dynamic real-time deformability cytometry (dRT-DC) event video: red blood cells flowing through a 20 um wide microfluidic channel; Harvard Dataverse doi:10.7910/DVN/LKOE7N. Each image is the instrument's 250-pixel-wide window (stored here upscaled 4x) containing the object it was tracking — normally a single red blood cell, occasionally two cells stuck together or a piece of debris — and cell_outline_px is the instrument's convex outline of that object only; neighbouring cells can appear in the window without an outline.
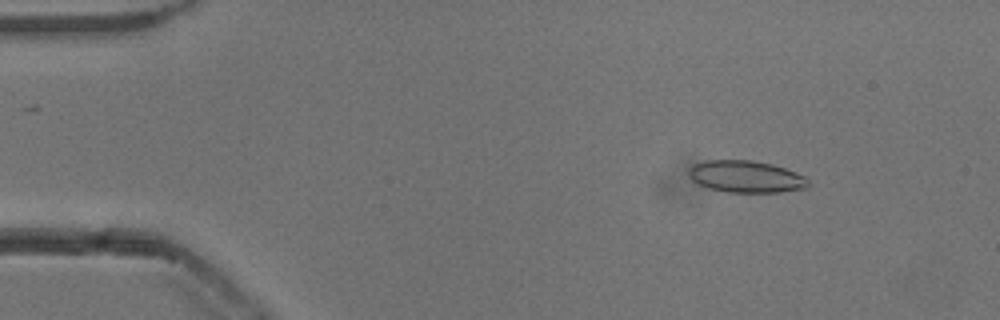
{"species": "common noctule bat (a hibernating species)", "species_latin": "Nyctalus noctula", "temperature_condition": "cold", "stored_images_in_passage": 53, "camera_frame_rate_fps": 3000, "um_per_image_px": 0.085, "animal": {"sex": "male", "body_mass_g": 13.3}, "frame": {"image": 1, "passage_image": 7, "time_ms": 2.0, "image_size_px": [1000, 320], "cell_outline_px": [[808, 188], [780, 192], [728, 192], [708, 188], [696, 184], [692, 180], [688, 172], [688, 168], [692, 164], [704, 160], [752, 160], [772, 164], [796, 172], [804, 176], [808, 180]], "centroid_in_image_um": [63.37, 15.01], "position_along_channel_um": 21.6, "area_um2": 22.43}}
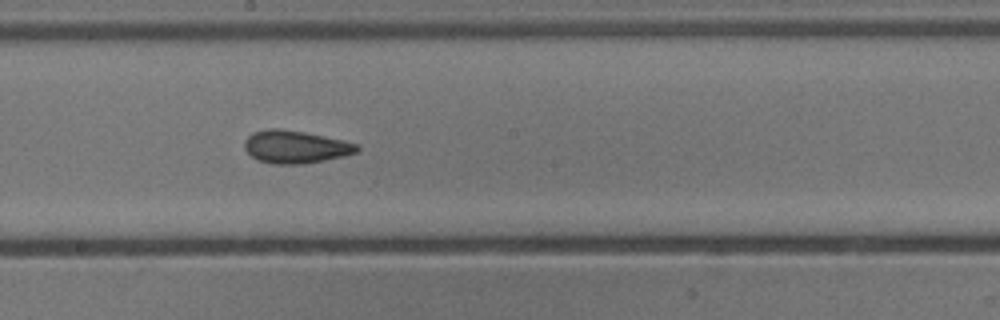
{"frame": {"image": 2, "passage_image": 29, "time_ms": 9.333, "image_size_px": [1000, 320], "cell_outline_px": [[360, 148], [356, 152], [344, 156], [304, 164], [272, 164], [256, 160], [244, 148], [244, 140], [252, 132], [268, 128], [280, 128], [304, 132], [344, 140], [356, 144]], "centroid_in_image_um": [25.07, 12.48], "position_along_channel_um": 223.1, "area_um2": 21.56}}
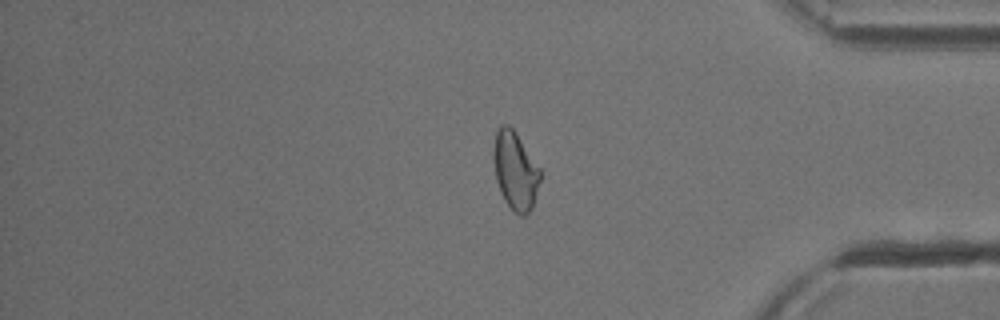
{"frame": {"image": 3, "passage_image": 44, "time_ms": 14.333, "image_size_px": [1000, 320], "cell_outline_px": [[540, 180], [532, 208], [524, 216], [520, 216], [504, 200], [500, 192], [496, 180], [492, 156], [492, 152], [496, 132], [500, 124], [508, 124], [516, 132], [540, 168]], "centroid_in_image_um": [43.78, 14.47], "position_along_channel_um": 391.4, "area_um2": 21.27}, "authors_computed_cell_mechanics": {"area_um2": 21.5594, "velocity_mm_per_s": 3.8587, "shape_relaxation_time_tau1_ms": 5.507, "shape_relaxation_time_tau2_ms": 1.89, "deformation_change_tau1": 0.1209, "deformation_change_tau2": 0.0804}}